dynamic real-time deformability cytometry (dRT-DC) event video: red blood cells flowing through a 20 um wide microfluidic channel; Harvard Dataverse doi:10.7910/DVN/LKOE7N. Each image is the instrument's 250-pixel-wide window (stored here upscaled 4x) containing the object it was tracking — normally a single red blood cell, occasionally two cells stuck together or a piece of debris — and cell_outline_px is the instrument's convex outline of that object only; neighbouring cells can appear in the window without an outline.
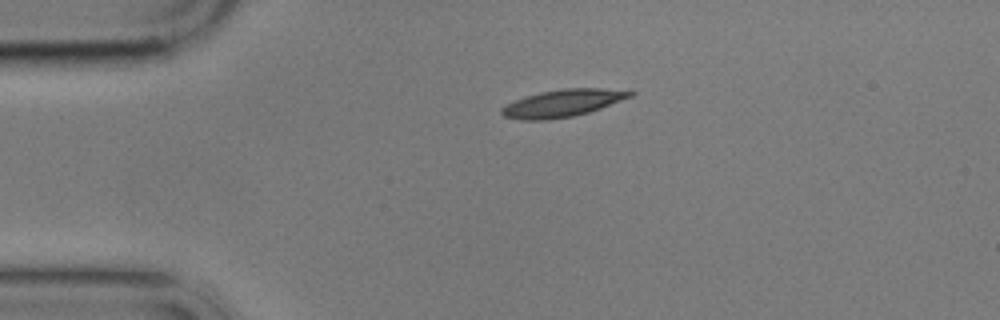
{"species": "common noctule bat (a hibernating species)", "species_latin": "Nyctalus noctula", "temperature_condition": "cold", "stored_images_in_passage": 2, "camera_frame_rate_fps": 3000, "um_per_image_px": 0.085, "animal": {"sex": "male", "body_mass_g": 17.9}, "frame": {"image": 1, "passage_image": 1, "time_ms": 0.0, "image_size_px": [1000, 320], "cell_outline_px": [[636, 92], [632, 96], [600, 108], [588, 112], [572, 116], [548, 120], [524, 120], [504, 116], [500, 112], [500, 108], [516, 100], [540, 92], [564, 88], [600, 88]], "centroid_in_image_um": [47.81, 8.77], "position_along_channel_um": 37.2, "area_um2": 20.06}}